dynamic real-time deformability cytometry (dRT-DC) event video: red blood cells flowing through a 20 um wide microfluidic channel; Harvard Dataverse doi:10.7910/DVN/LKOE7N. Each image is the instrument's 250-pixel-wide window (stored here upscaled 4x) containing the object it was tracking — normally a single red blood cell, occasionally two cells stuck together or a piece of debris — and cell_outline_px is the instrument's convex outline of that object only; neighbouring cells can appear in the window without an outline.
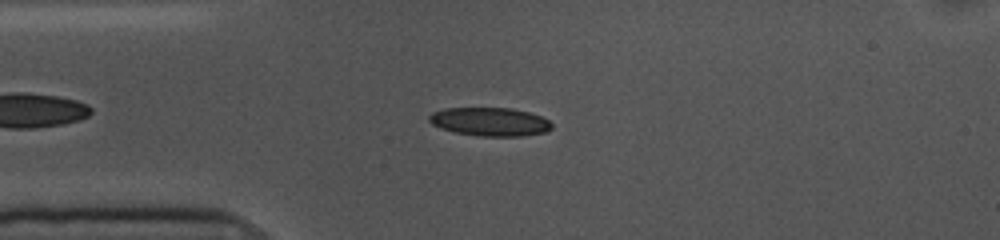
{"species": "common noctule bat (a hibernating species)", "species_latin": "Nyctalus noctula", "temperature_condition": "cold", "stored_images_in_passage": 52, "camera_frame_rate_fps": 3000, "um_per_image_px": 0.085, "animal": {"sex": "female", "body_mass_g": 10.0, "forearm_length_mm": 53.1}, "frame": {"image": 1, "passage_image": 10, "time_ms": 3.0, "image_size_px": [1000, 240], "cell_outline_px": [[552, 128], [544, 132], [520, 136], [480, 136], [456, 132], [440, 128], [432, 124], [428, 120], [428, 116], [432, 112], [444, 108], [512, 108], [528, 112], [540, 116], [548, 120], [552, 124]], "centroid_in_image_um": [41.61, 10.34], "position_along_channel_um": 43.4, "area_um2": 20.29}}
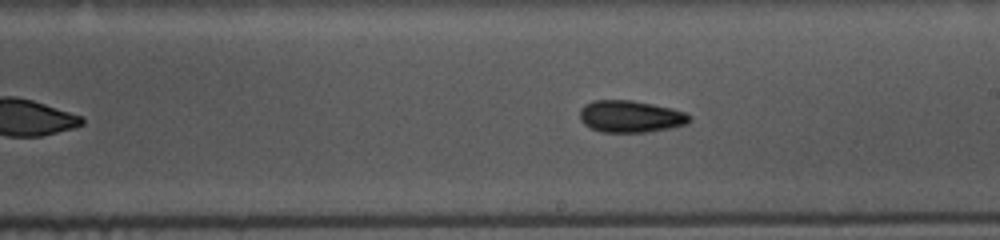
{"frame": {"image": 2, "passage_image": 27, "time_ms": 8.667, "image_size_px": [1000, 240], "cell_outline_px": [[692, 120], [688, 124], [672, 128], [644, 132], [600, 132], [584, 124], [580, 120], [580, 108], [584, 104], [592, 100], [632, 100], [672, 108], [684, 112]], "centroid_in_image_um": [53.58, 9.9], "position_along_channel_um": 235.4, "area_um2": 20.52}}
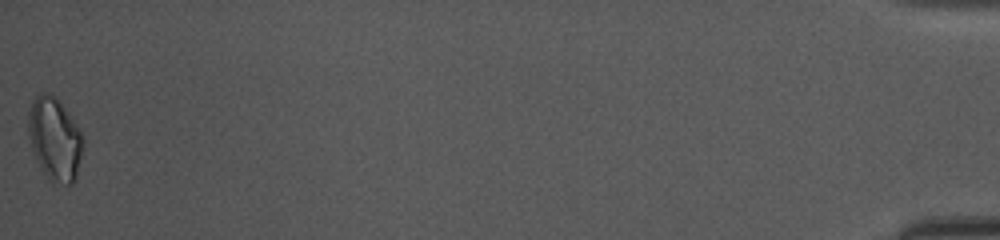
{"frame": {"image": 3, "passage_image": 52, "time_ms": 17.0, "image_size_px": [1000, 240], "cell_outline_px": [[84, 148], [76, 180], [72, 184], [52, 184], [48, 180], [40, 168], [36, 160], [28, 136], [28, 112], [32, 100], [40, 92], [48, 92], [56, 96], [80, 128], [84, 140]], "centroid_in_image_um": [4.67, 11.83], "position_along_channel_um": 430.5, "area_um2": 27.28}, "authors_computed_cell_mechanics": {"area_um2": 19.8543, "velocity_mm_per_s": 3.596, "shape_relaxation_time_tau1_ms": null, "shape_relaxation_time_tau2_ms": 7.6146, "deformation_change_tau1": null, "deformation_change_tau2": 0.1428}}